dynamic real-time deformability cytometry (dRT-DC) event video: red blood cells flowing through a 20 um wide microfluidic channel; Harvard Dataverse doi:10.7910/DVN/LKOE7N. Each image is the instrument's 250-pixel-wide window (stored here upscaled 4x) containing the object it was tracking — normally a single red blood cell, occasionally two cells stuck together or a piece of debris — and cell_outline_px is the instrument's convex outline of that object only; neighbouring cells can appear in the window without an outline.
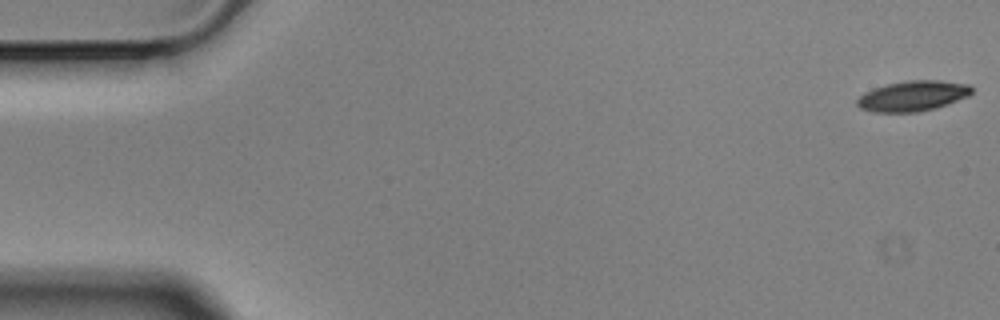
{"species": "Egyptian fruit bat (a non-hibernating species)", "species_latin": "Rousettus aegyptiacus", "temperature_condition": "cold", "stored_images_in_passage": 57, "camera_frame_rate_fps": 3000, "um_per_image_px": 0.085, "animal": {"sex": "male"}, "frame": {"image": 1, "passage_image": 1, "time_ms": 0.0, "image_size_px": [1000, 320], "cell_outline_px": [[972, 92], [968, 96], [936, 108], [916, 112], [872, 112], [860, 108], [856, 104], [856, 100], [864, 92], [872, 88], [904, 80], [940, 80], [968, 84], [972, 88]], "centroid_in_image_um": [77.56, 8.15], "position_along_channel_um": 7.4, "area_um2": 20.35}}
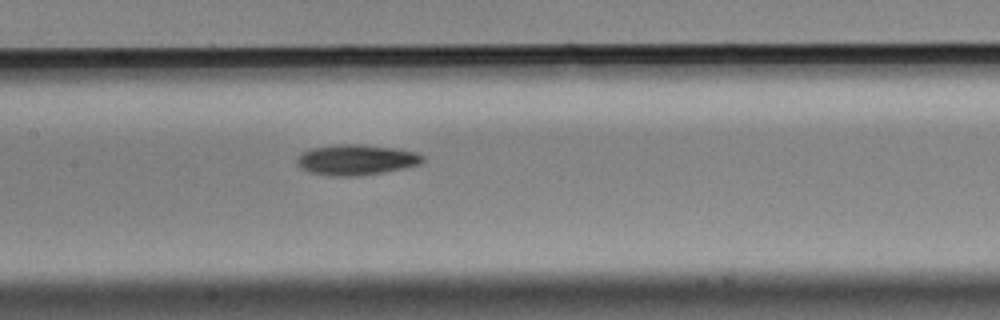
{"frame": {"image": 2, "passage_image": 27, "time_ms": 8.667, "image_size_px": [1000, 320], "cell_outline_px": [[424, 160], [420, 164], [404, 168], [360, 176], [328, 176], [308, 172], [300, 168], [296, 164], [296, 160], [304, 152], [312, 148], [336, 144], [360, 144], [396, 148], [416, 152], [424, 156]], "centroid_in_image_um": [30.27, 13.59], "position_along_channel_um": 177.1, "area_um2": 22.48}}
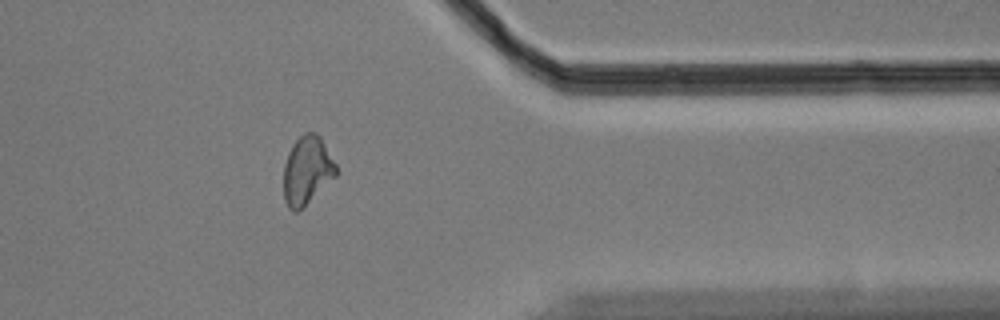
{"frame": {"image": 3, "passage_image": 46, "time_ms": 15.0, "image_size_px": [1000, 320], "cell_outline_px": [[336, 176], [296, 212], [292, 212], [288, 208], [284, 200], [284, 164], [288, 152], [292, 144], [304, 132], [316, 132], [320, 136], [336, 164]], "centroid_in_image_um": [26.08, 14.46], "position_along_channel_um": 385.3, "area_um2": 20.69}, "authors_computed_cell_mechanics": {"area_um2": 21.0392, "velocity_mm_per_s": 3.5167, "shape_relaxation_time_tau1_ms": null, "shape_relaxation_time_tau2_ms": 9.5901, "deformation_change_tau1": null, "deformation_change_tau2": 0.1891}}